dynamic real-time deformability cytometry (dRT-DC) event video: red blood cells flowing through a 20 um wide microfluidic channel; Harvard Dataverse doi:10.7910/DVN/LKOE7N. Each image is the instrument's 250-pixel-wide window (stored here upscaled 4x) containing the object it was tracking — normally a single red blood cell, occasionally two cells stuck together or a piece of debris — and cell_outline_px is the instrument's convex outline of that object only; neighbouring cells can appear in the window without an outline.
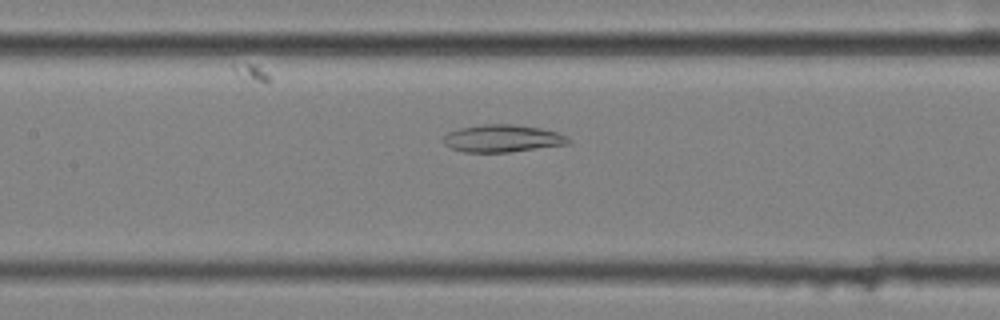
{"species": "common noctule bat (a hibernating species)", "species_latin": "Nyctalus noctula", "temperature_condition": "cold", "stored_images_in_passage": 41, "camera_frame_rate_fps": 3000, "um_per_image_px": 0.085, "animal": {"sex": "female", "body_mass_g": 25.1}, "frame": {"image": 1, "passage_image": 19, "time_ms": 6.0, "image_size_px": [1000, 320], "cell_outline_px": [[572, 144], [508, 152], [464, 152], [448, 148], [444, 144], [444, 136], [448, 132], [460, 128], [484, 124], [516, 124], [540, 128], [556, 132], [568, 136], [572, 140]], "centroid_in_image_um": [42.74, 11.77], "position_along_channel_um": 164.7, "area_um2": 20.17}}
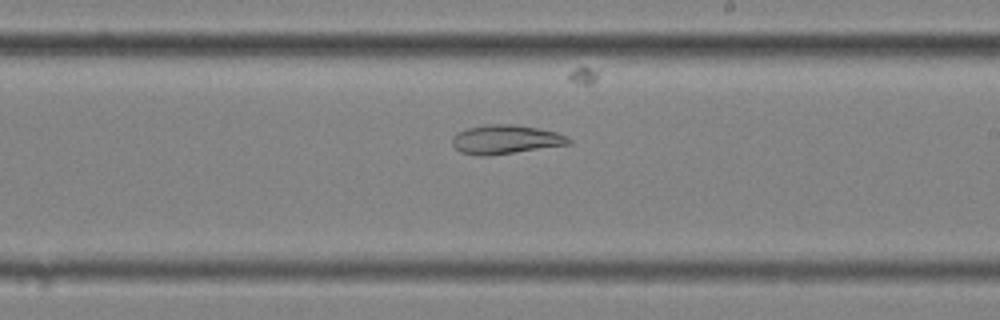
{"frame": {"image": 2, "passage_image": 26, "time_ms": 8.333, "image_size_px": [1000, 320], "cell_outline_px": [[572, 144], [488, 156], [480, 156], [460, 152], [452, 144], [452, 136], [456, 132], [468, 128], [488, 124], [512, 124], [536, 128], [556, 132], [568, 136], [572, 140]], "centroid_in_image_um": [42.98, 11.86], "position_along_channel_um": 246.0, "area_um2": 19.77}}
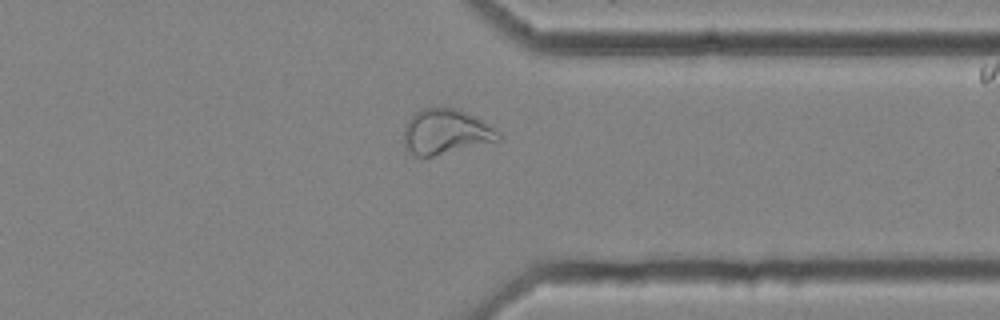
{"frame": {"image": 3, "passage_image": 37, "time_ms": 12.0, "image_size_px": [1000, 320], "cell_outline_px": [[500, 140], [432, 156], [416, 156], [404, 144], [404, 124], [420, 108], [456, 108], [476, 116], [492, 124], [500, 132]], "centroid_in_image_um": [37.93, 11.17], "position_along_channel_um": 373.5, "area_um2": 24.8}}